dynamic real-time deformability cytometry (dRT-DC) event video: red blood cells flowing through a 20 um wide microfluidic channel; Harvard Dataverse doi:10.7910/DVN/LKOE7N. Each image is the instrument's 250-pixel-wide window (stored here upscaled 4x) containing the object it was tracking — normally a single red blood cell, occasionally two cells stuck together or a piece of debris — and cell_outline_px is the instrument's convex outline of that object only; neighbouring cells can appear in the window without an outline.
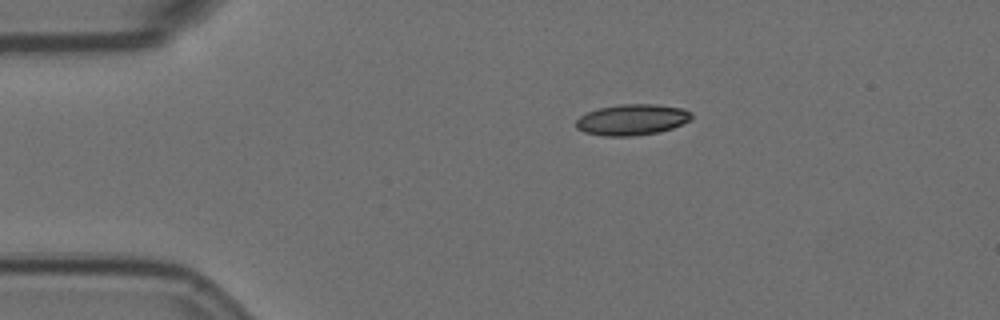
{"species": "Egyptian fruit bat (a non-hibernating species)", "species_latin": "Rousettus aegyptiacus", "temperature_condition": "room temperature", "stored_images_in_passage": 5, "camera_frame_rate_fps": 3000, "um_per_image_px": 0.085, "animal": {"sex": "female"}, "frame": {"image": 1, "passage_image": 1, "time_ms": 0.0, "image_size_px": [1000, 320], "cell_outline_px": [[692, 120], [672, 128], [660, 132], [632, 136], [604, 136], [584, 132], [576, 128], [576, 120], [580, 116], [588, 112], [600, 108], [620, 104], [656, 104], [684, 108], [692, 112]], "centroid_in_image_um": [53.76, 10.17], "position_along_channel_um": 31.2, "area_um2": 20.98}}
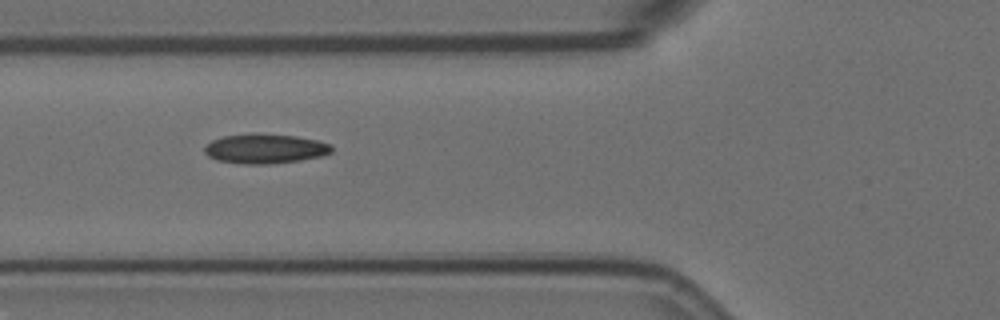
{"frame": {"image": 2, "passage_image": 4, "time_ms": 1.0, "image_size_px": [1000, 320], "cell_outline_px": [[332, 152], [320, 156], [300, 160], [268, 164], [244, 164], [216, 160], [208, 156], [204, 152], [204, 148], [212, 140], [224, 136], [252, 132], [256, 132], [296, 136], [316, 140], [332, 144]], "centroid_in_image_um": [22.52, 12.62], "position_along_channel_um": 103.3, "area_um2": 22.14}}
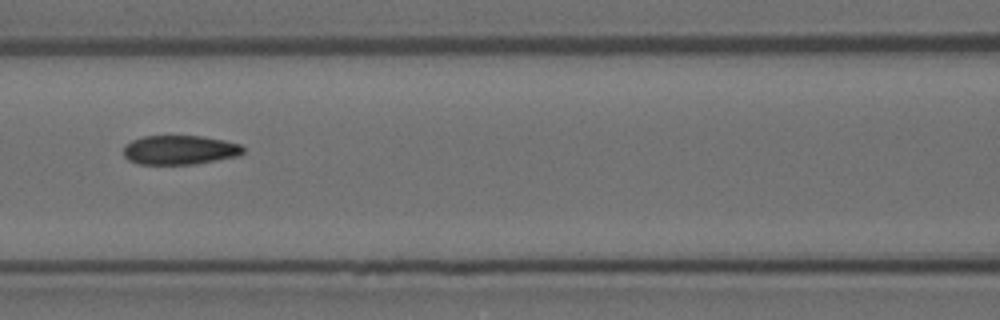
{"frame": {"image": 3, "passage_image": 5, "time_ms": 1.333, "image_size_px": [1000, 320], "cell_outline_px": [[244, 152], [240, 156], [196, 164], [140, 164], [128, 160], [124, 156], [124, 144], [132, 140], [144, 136], [200, 136], [224, 140], [240, 144], [244, 148]], "centroid_in_image_um": [15.29, 12.75], "position_along_channel_um": 151.3, "area_um2": 20.52}}